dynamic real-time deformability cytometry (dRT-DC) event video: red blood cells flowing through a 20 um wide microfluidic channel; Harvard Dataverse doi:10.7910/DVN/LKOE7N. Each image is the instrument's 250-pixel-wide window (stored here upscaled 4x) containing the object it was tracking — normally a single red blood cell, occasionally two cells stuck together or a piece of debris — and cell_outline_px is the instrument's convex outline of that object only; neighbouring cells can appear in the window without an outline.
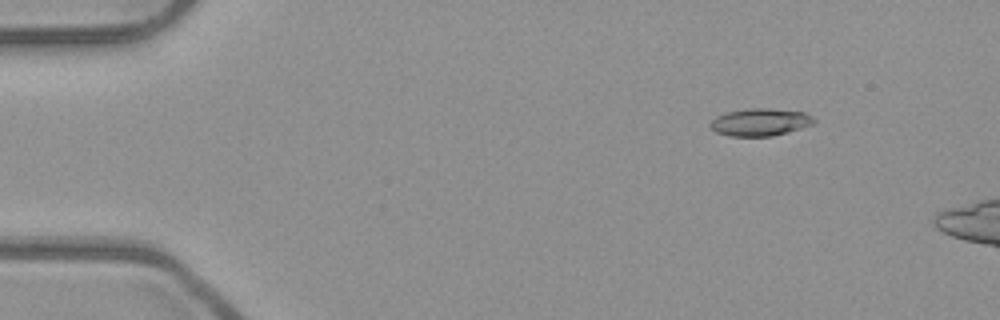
{"species": "common noctule bat (a hibernating species)", "species_latin": "Nyctalus noctula", "temperature_condition": "room temperature", "stored_images_in_passage": 4, "camera_frame_rate_fps": 3000, "um_per_image_px": 0.085, "animal": {"sex": "male", "body_mass_g": 23.1, "forearm_length_mm": 52.7}, "frame": {"image": 1, "passage_image": 2, "time_ms": 0.333, "image_size_px": [1000, 320], "cell_outline_px": [[816, 120], [812, 124], [788, 132], [772, 136], [728, 136], [716, 132], [708, 124], [716, 116], [728, 112], [752, 108], [768, 108], [804, 112], [812, 116]], "centroid_in_image_um": [64.6, 10.38], "position_along_channel_um": 20.4, "area_um2": 16.47}}